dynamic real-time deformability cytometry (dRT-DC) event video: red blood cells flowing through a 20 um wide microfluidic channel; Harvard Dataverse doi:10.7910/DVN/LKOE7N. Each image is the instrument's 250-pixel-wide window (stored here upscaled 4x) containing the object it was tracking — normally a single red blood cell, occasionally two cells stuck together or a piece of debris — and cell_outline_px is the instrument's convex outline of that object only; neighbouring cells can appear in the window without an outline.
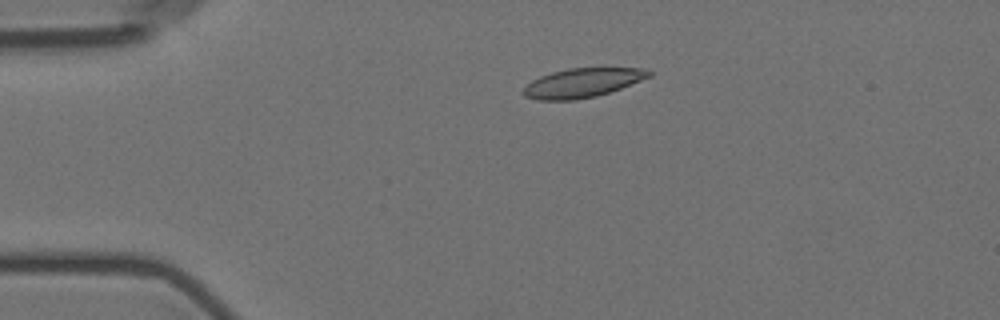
{"species": "Egyptian fruit bat (a non-hibernating species)", "species_latin": "Rousettus aegyptiacus", "temperature_condition": "room temperature", "stored_images_in_passage": 5, "camera_frame_rate_fps": 3000, "um_per_image_px": 0.085, "animal": {"sex": "female"}, "frame": {"image": 1, "passage_image": 4, "time_ms": 3.667, "image_size_px": [1000, 320], "cell_outline_px": [[652, 76], [620, 88], [596, 96], [576, 100], [540, 100], [524, 96], [520, 92], [532, 80], [540, 76], [552, 72], [568, 68], [648, 68], [652, 72]], "centroid_in_image_um": [49.5, 7.04], "position_along_channel_um": 35.5, "area_um2": 21.33}}